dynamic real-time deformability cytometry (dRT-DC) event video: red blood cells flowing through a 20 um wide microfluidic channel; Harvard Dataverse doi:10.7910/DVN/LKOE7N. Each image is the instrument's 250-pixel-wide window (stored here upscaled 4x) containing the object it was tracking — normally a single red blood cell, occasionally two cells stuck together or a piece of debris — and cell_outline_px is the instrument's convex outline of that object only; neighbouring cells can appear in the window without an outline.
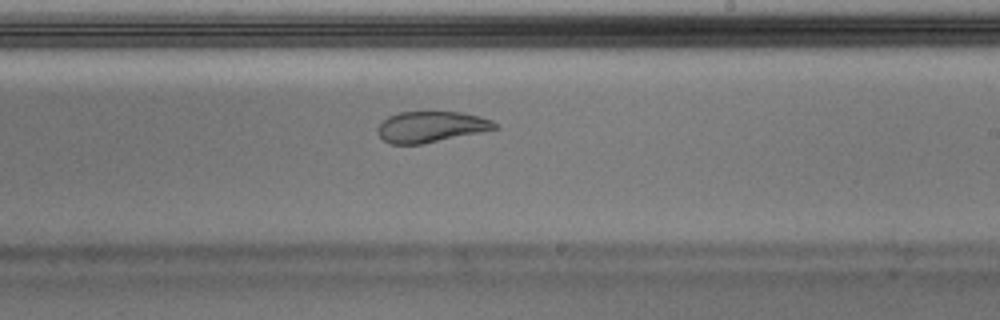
{"species": "Egyptian fruit bat (a non-hibernating species)", "species_latin": "Rousettus aegyptiacus", "temperature_condition": "warm", "stored_images_in_passage": 36, "camera_frame_rate_fps": 3000, "um_per_image_px": 0.085, "animal": {"sex": "male"}, "frame": {"image": 1, "passage_image": 16, "time_ms": 5.0, "image_size_px": [1000, 320], "cell_outline_px": [[500, 128], [420, 144], [392, 144], [384, 140], [376, 132], [376, 128], [388, 116], [396, 112], [460, 112], [480, 116], [492, 120]], "centroid_in_image_um": [36.62, 10.77], "position_along_channel_um": 252.4, "area_um2": 20.98}, "authors_computed_cell_mechanics": {"area_um2": 23.5535, "velocity_mm_per_s": 4.0244, "shape_relaxation_time_tau1_ms": null, "shape_relaxation_time_tau2_ms": 1.2093, "deformation_change_tau1": null, "deformation_change_tau2": 0.0587}}